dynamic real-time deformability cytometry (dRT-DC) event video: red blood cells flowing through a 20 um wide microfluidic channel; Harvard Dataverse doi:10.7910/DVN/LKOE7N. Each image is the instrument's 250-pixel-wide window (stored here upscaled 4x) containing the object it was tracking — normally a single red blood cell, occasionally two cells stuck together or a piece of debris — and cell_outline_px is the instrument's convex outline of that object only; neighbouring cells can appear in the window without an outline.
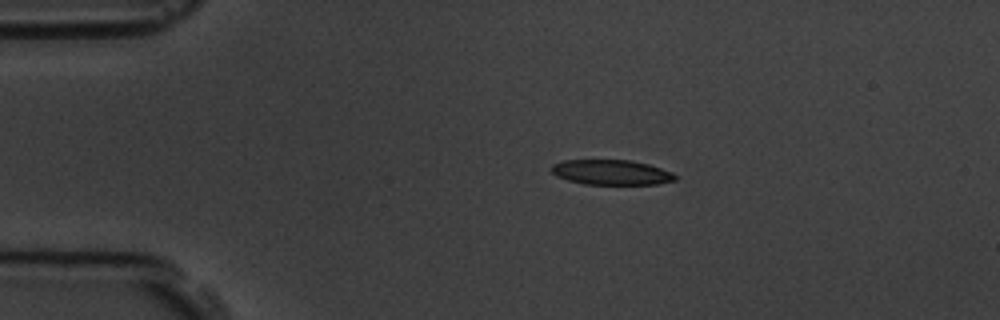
{"species": "common noctule bat (a hibernating species)", "species_latin": "Nyctalus noctula", "temperature_condition": "room temperature", "stored_images_in_passage": 46, "camera_frame_rate_fps": 3000, "um_per_image_px": 0.085, "animal": {"sex": "male", "body_mass_g": 19.5, "forearm_length_mm": 54.6}, "frame": {"image": 1, "passage_image": 1, "time_ms": 0.0, "image_size_px": [1000, 320], "cell_outline_px": [[676, 180], [656, 184], [584, 184], [568, 180], [556, 176], [552, 172], [552, 164], [564, 160], [632, 160], [648, 164], [672, 172], [676, 176]], "centroid_in_image_um": [51.96, 14.64], "position_along_channel_um": 33.0, "area_um2": 17.98}}
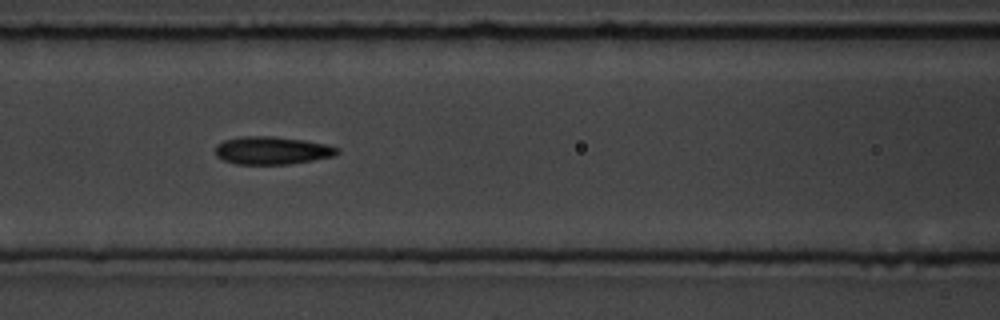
{"frame": {"image": 2, "passage_image": 14, "time_ms": 4.333, "image_size_px": [1000, 320], "cell_outline_px": [[340, 152], [332, 156], [312, 160], [288, 164], [236, 164], [224, 160], [216, 156], [216, 144], [224, 140], [240, 136], [272, 136], [304, 140], [328, 144], [340, 148]], "centroid_in_image_um": [23.12, 12.78], "position_along_channel_um": 143.5, "area_um2": 19.83}}
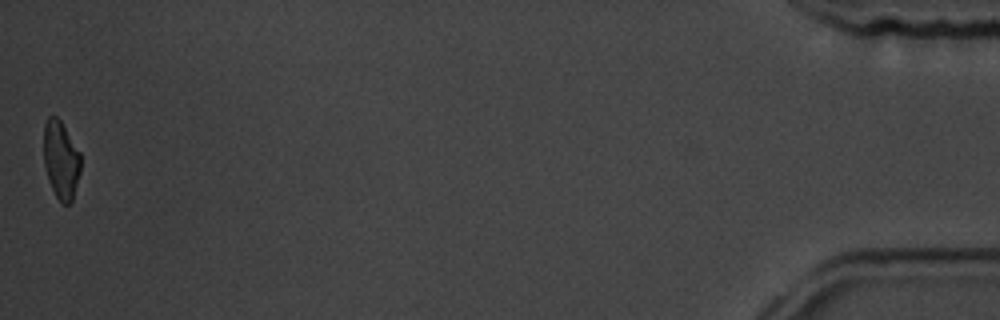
{"frame": {"image": 3, "passage_image": 46, "time_ms": 15.0, "image_size_px": [1000, 320], "cell_outline_px": [[80, 172], [72, 200], [68, 204], [60, 204], [52, 188], [44, 164], [44, 124], [48, 116], [56, 116], [60, 120], [80, 152]], "centroid_in_image_um": [5.18, 13.59], "position_along_channel_um": 430.0, "area_um2": 16.65}, "authors_computed_cell_mechanics": {"area_um2": 19.1029, "velocity_mm_per_s": 3.599, "shape_relaxation_time_tau1_ms": 4.5347, "shape_relaxation_time_tau2_ms": 2.338, "deformation_change_tau1": 0.1474, "deformation_change_tau2": 0.0975}}